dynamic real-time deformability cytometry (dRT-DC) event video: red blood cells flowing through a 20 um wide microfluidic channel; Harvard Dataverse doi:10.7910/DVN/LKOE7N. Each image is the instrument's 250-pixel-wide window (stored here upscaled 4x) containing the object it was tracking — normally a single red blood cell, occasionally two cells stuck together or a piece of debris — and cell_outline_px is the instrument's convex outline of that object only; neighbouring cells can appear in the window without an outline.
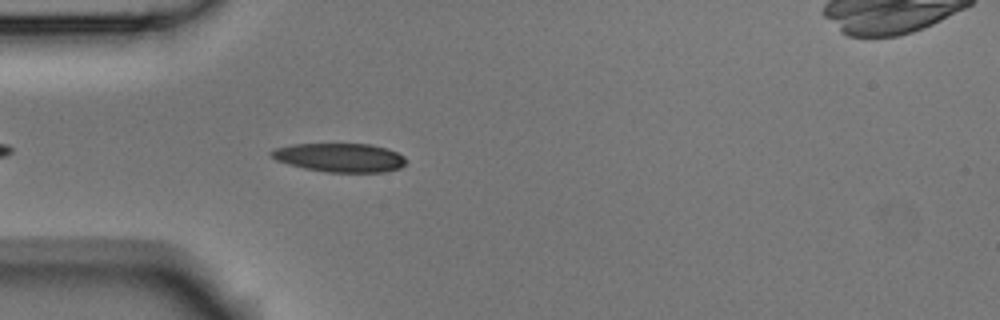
{"species": "Egyptian fruit bat (a non-hibernating species)", "species_latin": "Rousettus aegyptiacus", "temperature_condition": "room temperature", "stored_images_in_passage": 5, "camera_frame_rate_fps": 3000, "um_per_image_px": 0.085, "animal": {"sex": "male"}, "frame": {"image": 1, "passage_image": 5, "time_ms": 1.333, "image_size_px": [1000, 320], "cell_outline_px": [[408, 160], [400, 168], [384, 172], [328, 172], [304, 168], [288, 164], [276, 160], [268, 152], [272, 148], [292, 144], [372, 144], [388, 148], [404, 156]], "centroid_in_image_um": [28.88, 13.38], "position_along_channel_um": 56.1, "area_um2": 22.77}}